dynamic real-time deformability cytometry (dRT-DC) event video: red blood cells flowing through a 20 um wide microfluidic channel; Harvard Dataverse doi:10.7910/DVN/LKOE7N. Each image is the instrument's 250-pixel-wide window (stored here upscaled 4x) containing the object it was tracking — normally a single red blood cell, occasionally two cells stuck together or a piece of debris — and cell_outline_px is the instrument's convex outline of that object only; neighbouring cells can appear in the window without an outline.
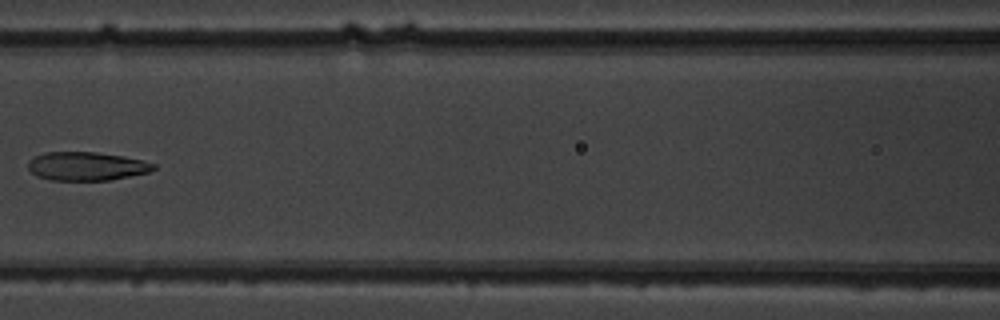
{"species": "common noctule bat (a hibernating species)", "species_latin": "Nyctalus noctula", "temperature_condition": "warm", "stored_images_in_passage": 8, "camera_frame_rate_fps": 3000, "um_per_image_px": 0.085, "animal": {"sex": "male", "body_mass_g": 19.5, "forearm_length_mm": 54.6}, "frame": {"image": 1, "passage_image": 6, "time_ms": 6.667, "image_size_px": [1000, 320], "cell_outline_px": [[156, 168], [148, 172], [112, 180], [48, 180], [36, 176], [28, 168], [28, 160], [44, 152], [96, 152], [124, 156], [156, 164]], "centroid_in_image_um": [7.34, 14.13], "position_along_channel_um": 159.3, "area_um2": 20.92}}
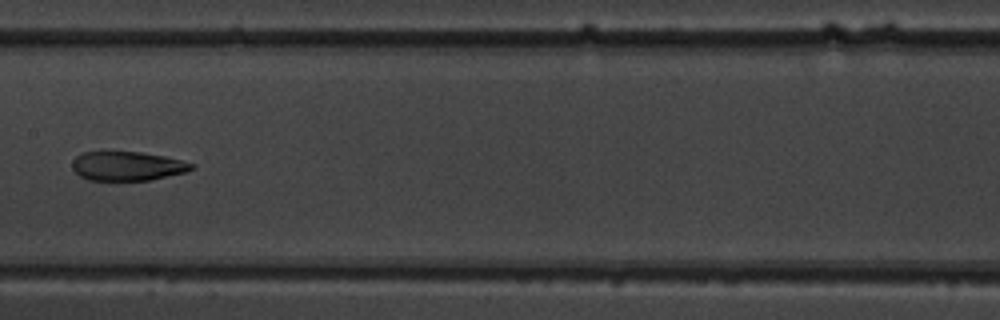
{"frame": {"image": 2, "passage_image": 7, "time_ms": 7.667, "image_size_px": [1000, 320], "cell_outline_px": [[196, 164], [192, 168], [184, 172], [148, 180], [88, 180], [80, 176], [72, 168], [72, 160], [76, 156], [84, 152], [140, 152], [164, 156]], "centroid_in_image_um": [10.78, 14.11], "position_along_channel_um": 196.6, "area_um2": 20.0}}
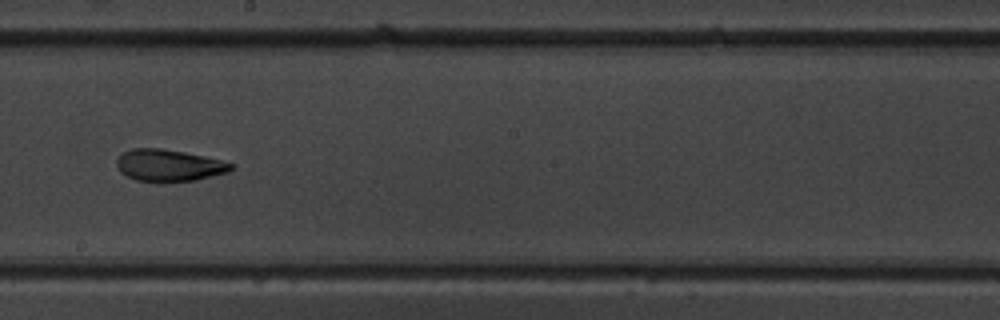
{"frame": {"image": 3, "passage_image": 8, "time_ms": 8.667, "image_size_px": [1000, 320], "cell_outline_px": [[232, 168], [228, 172], [196, 180], [136, 180], [120, 172], [116, 164], [116, 160], [124, 152], [132, 148], [160, 148], [184, 152], [204, 156], [220, 160], [232, 164]], "centroid_in_image_um": [14.33, 14.03], "position_along_channel_um": 233.9, "area_um2": 20.63}}